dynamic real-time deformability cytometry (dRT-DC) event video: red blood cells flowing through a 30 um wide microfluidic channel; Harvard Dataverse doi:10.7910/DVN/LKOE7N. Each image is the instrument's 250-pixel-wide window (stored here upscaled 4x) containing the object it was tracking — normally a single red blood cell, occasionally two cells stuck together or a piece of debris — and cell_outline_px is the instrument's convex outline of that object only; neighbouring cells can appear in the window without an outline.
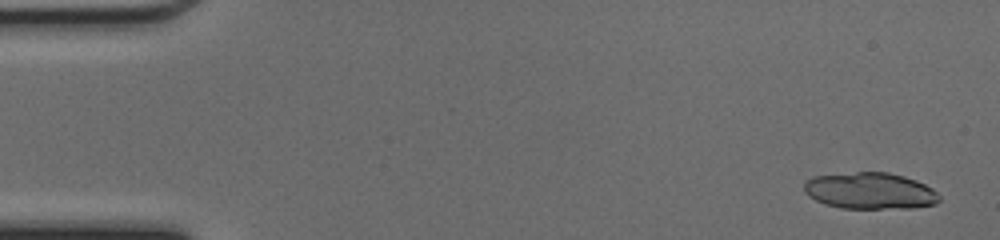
{"species": "common noctule bat (a hibernating species)", "species_latin": "Nyctalus noctula", "temperature_condition": "cold", "stored_images_in_passage": 20, "segment_of_instrument_passage": [1, 2], "camera_frame_rate_fps": 3000, "um_per_image_px": 0.085, "animal": {"sex": "female", "body_mass_g": 17.0, "forearm_length_mm": 48.0}, "frame": {"image": 1, "passage_image": 2, "time_ms": 0.333, "image_size_px": [1000, 240], "cell_outline_px": [[940, 200], [936, 204], [912, 208], [840, 208], [824, 204], [808, 196], [804, 192], [804, 180], [812, 176], [856, 172], [888, 172], [904, 176], [916, 180], [932, 188], [940, 196]], "centroid_in_image_um": [73.93, 16.22], "position_along_channel_um": 11.1, "area_um2": 29.02}}